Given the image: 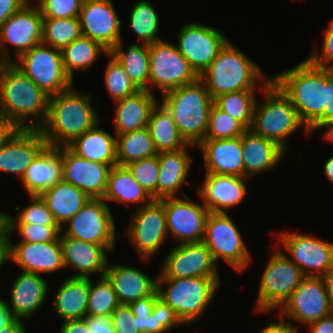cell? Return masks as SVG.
<instances>
[{
  "label": "cell",
  "mask_w": 333,
  "mask_h": 333,
  "mask_svg": "<svg viewBox=\"0 0 333 333\" xmlns=\"http://www.w3.org/2000/svg\"><path fill=\"white\" fill-rule=\"evenodd\" d=\"M65 268L78 271L70 277L90 278L93 274L105 276L108 266L107 249L104 246L73 237L59 236Z\"/></svg>",
  "instance_id": "25"
},
{
  "label": "cell",
  "mask_w": 333,
  "mask_h": 333,
  "mask_svg": "<svg viewBox=\"0 0 333 333\" xmlns=\"http://www.w3.org/2000/svg\"><path fill=\"white\" fill-rule=\"evenodd\" d=\"M201 150L205 173L244 177L241 137L230 139H204Z\"/></svg>",
  "instance_id": "26"
},
{
  "label": "cell",
  "mask_w": 333,
  "mask_h": 333,
  "mask_svg": "<svg viewBox=\"0 0 333 333\" xmlns=\"http://www.w3.org/2000/svg\"><path fill=\"white\" fill-rule=\"evenodd\" d=\"M29 200L30 205L25 208L21 209L19 206L14 208V211L21 210L16 217L8 214V224L59 226L40 196L30 195Z\"/></svg>",
  "instance_id": "47"
},
{
  "label": "cell",
  "mask_w": 333,
  "mask_h": 333,
  "mask_svg": "<svg viewBox=\"0 0 333 333\" xmlns=\"http://www.w3.org/2000/svg\"><path fill=\"white\" fill-rule=\"evenodd\" d=\"M9 260L20 266L21 271L40 275L65 269L60 238L52 242L14 244L9 236Z\"/></svg>",
  "instance_id": "23"
},
{
  "label": "cell",
  "mask_w": 333,
  "mask_h": 333,
  "mask_svg": "<svg viewBox=\"0 0 333 333\" xmlns=\"http://www.w3.org/2000/svg\"><path fill=\"white\" fill-rule=\"evenodd\" d=\"M218 266L203 242L177 244L163 259L157 279L220 277Z\"/></svg>",
  "instance_id": "18"
},
{
  "label": "cell",
  "mask_w": 333,
  "mask_h": 333,
  "mask_svg": "<svg viewBox=\"0 0 333 333\" xmlns=\"http://www.w3.org/2000/svg\"><path fill=\"white\" fill-rule=\"evenodd\" d=\"M98 122L92 129L76 137L67 146L77 155L102 164L117 165L116 135L112 136Z\"/></svg>",
  "instance_id": "34"
},
{
  "label": "cell",
  "mask_w": 333,
  "mask_h": 333,
  "mask_svg": "<svg viewBox=\"0 0 333 333\" xmlns=\"http://www.w3.org/2000/svg\"><path fill=\"white\" fill-rule=\"evenodd\" d=\"M122 43L121 40L109 53L123 66L129 78L139 89L149 91V45L132 43L124 51Z\"/></svg>",
  "instance_id": "37"
},
{
  "label": "cell",
  "mask_w": 333,
  "mask_h": 333,
  "mask_svg": "<svg viewBox=\"0 0 333 333\" xmlns=\"http://www.w3.org/2000/svg\"><path fill=\"white\" fill-rule=\"evenodd\" d=\"M112 166L90 161L63 146V180L81 189L90 199H103Z\"/></svg>",
  "instance_id": "22"
},
{
  "label": "cell",
  "mask_w": 333,
  "mask_h": 333,
  "mask_svg": "<svg viewBox=\"0 0 333 333\" xmlns=\"http://www.w3.org/2000/svg\"><path fill=\"white\" fill-rule=\"evenodd\" d=\"M102 53L107 55L109 51L100 43L85 36L75 39L61 49L65 72L74 82L75 71L89 70Z\"/></svg>",
  "instance_id": "39"
},
{
  "label": "cell",
  "mask_w": 333,
  "mask_h": 333,
  "mask_svg": "<svg viewBox=\"0 0 333 333\" xmlns=\"http://www.w3.org/2000/svg\"><path fill=\"white\" fill-rule=\"evenodd\" d=\"M107 63L104 84L113 101H119L140 89L132 82L123 66L110 54Z\"/></svg>",
  "instance_id": "45"
},
{
  "label": "cell",
  "mask_w": 333,
  "mask_h": 333,
  "mask_svg": "<svg viewBox=\"0 0 333 333\" xmlns=\"http://www.w3.org/2000/svg\"><path fill=\"white\" fill-rule=\"evenodd\" d=\"M84 319L91 333H116L110 317L86 315Z\"/></svg>",
  "instance_id": "55"
},
{
  "label": "cell",
  "mask_w": 333,
  "mask_h": 333,
  "mask_svg": "<svg viewBox=\"0 0 333 333\" xmlns=\"http://www.w3.org/2000/svg\"><path fill=\"white\" fill-rule=\"evenodd\" d=\"M103 199L108 203L115 202L129 206L130 203H140L134 205L136 209L149 204L153 199L139 185L129 170L125 166H113L109 172L107 188Z\"/></svg>",
  "instance_id": "36"
},
{
  "label": "cell",
  "mask_w": 333,
  "mask_h": 333,
  "mask_svg": "<svg viewBox=\"0 0 333 333\" xmlns=\"http://www.w3.org/2000/svg\"><path fill=\"white\" fill-rule=\"evenodd\" d=\"M109 263L105 276L112 283L119 304L129 305L157 290L158 277L152 278L133 266Z\"/></svg>",
  "instance_id": "30"
},
{
  "label": "cell",
  "mask_w": 333,
  "mask_h": 333,
  "mask_svg": "<svg viewBox=\"0 0 333 333\" xmlns=\"http://www.w3.org/2000/svg\"><path fill=\"white\" fill-rule=\"evenodd\" d=\"M257 90H243L222 94L214 99V104L240 122L246 129H250L256 103Z\"/></svg>",
  "instance_id": "42"
},
{
  "label": "cell",
  "mask_w": 333,
  "mask_h": 333,
  "mask_svg": "<svg viewBox=\"0 0 333 333\" xmlns=\"http://www.w3.org/2000/svg\"><path fill=\"white\" fill-rule=\"evenodd\" d=\"M62 180L63 146L50 145L36 156L21 179L29 196H39Z\"/></svg>",
  "instance_id": "29"
},
{
  "label": "cell",
  "mask_w": 333,
  "mask_h": 333,
  "mask_svg": "<svg viewBox=\"0 0 333 333\" xmlns=\"http://www.w3.org/2000/svg\"><path fill=\"white\" fill-rule=\"evenodd\" d=\"M104 199H90L70 220L60 236L104 246L108 252L116 246V225L113 214Z\"/></svg>",
  "instance_id": "12"
},
{
  "label": "cell",
  "mask_w": 333,
  "mask_h": 333,
  "mask_svg": "<svg viewBox=\"0 0 333 333\" xmlns=\"http://www.w3.org/2000/svg\"><path fill=\"white\" fill-rule=\"evenodd\" d=\"M277 240L305 276L323 277L333 269V243L298 232L278 233Z\"/></svg>",
  "instance_id": "14"
},
{
  "label": "cell",
  "mask_w": 333,
  "mask_h": 333,
  "mask_svg": "<svg viewBox=\"0 0 333 333\" xmlns=\"http://www.w3.org/2000/svg\"><path fill=\"white\" fill-rule=\"evenodd\" d=\"M130 25L142 44H152L161 41L158 36L159 17L153 4L148 0H139L132 6Z\"/></svg>",
  "instance_id": "41"
},
{
  "label": "cell",
  "mask_w": 333,
  "mask_h": 333,
  "mask_svg": "<svg viewBox=\"0 0 333 333\" xmlns=\"http://www.w3.org/2000/svg\"><path fill=\"white\" fill-rule=\"evenodd\" d=\"M244 177L271 172L288 152L275 141L246 129L241 136Z\"/></svg>",
  "instance_id": "28"
},
{
  "label": "cell",
  "mask_w": 333,
  "mask_h": 333,
  "mask_svg": "<svg viewBox=\"0 0 333 333\" xmlns=\"http://www.w3.org/2000/svg\"><path fill=\"white\" fill-rule=\"evenodd\" d=\"M294 320L291 323H286V320L280 317L279 323H270L263 328L260 333H299L300 325H293Z\"/></svg>",
  "instance_id": "58"
},
{
  "label": "cell",
  "mask_w": 333,
  "mask_h": 333,
  "mask_svg": "<svg viewBox=\"0 0 333 333\" xmlns=\"http://www.w3.org/2000/svg\"><path fill=\"white\" fill-rule=\"evenodd\" d=\"M306 59L314 66L333 69V19L324 31L322 50H313Z\"/></svg>",
  "instance_id": "52"
},
{
  "label": "cell",
  "mask_w": 333,
  "mask_h": 333,
  "mask_svg": "<svg viewBox=\"0 0 333 333\" xmlns=\"http://www.w3.org/2000/svg\"><path fill=\"white\" fill-rule=\"evenodd\" d=\"M276 247L260 279L255 312L269 313L280 309L306 277L283 249Z\"/></svg>",
  "instance_id": "8"
},
{
  "label": "cell",
  "mask_w": 333,
  "mask_h": 333,
  "mask_svg": "<svg viewBox=\"0 0 333 333\" xmlns=\"http://www.w3.org/2000/svg\"><path fill=\"white\" fill-rule=\"evenodd\" d=\"M333 121V70L327 69V105L323 113V124Z\"/></svg>",
  "instance_id": "57"
},
{
  "label": "cell",
  "mask_w": 333,
  "mask_h": 333,
  "mask_svg": "<svg viewBox=\"0 0 333 333\" xmlns=\"http://www.w3.org/2000/svg\"><path fill=\"white\" fill-rule=\"evenodd\" d=\"M82 36L79 17L43 18L42 43L62 49Z\"/></svg>",
  "instance_id": "43"
},
{
  "label": "cell",
  "mask_w": 333,
  "mask_h": 333,
  "mask_svg": "<svg viewBox=\"0 0 333 333\" xmlns=\"http://www.w3.org/2000/svg\"><path fill=\"white\" fill-rule=\"evenodd\" d=\"M157 297L158 292L156 290L153 294L129 304L135 316L139 333L167 332L160 324H158L157 314L152 312Z\"/></svg>",
  "instance_id": "49"
},
{
  "label": "cell",
  "mask_w": 333,
  "mask_h": 333,
  "mask_svg": "<svg viewBox=\"0 0 333 333\" xmlns=\"http://www.w3.org/2000/svg\"><path fill=\"white\" fill-rule=\"evenodd\" d=\"M245 130L246 128L240 122L213 103L209 112L205 139H230L241 137Z\"/></svg>",
  "instance_id": "46"
},
{
  "label": "cell",
  "mask_w": 333,
  "mask_h": 333,
  "mask_svg": "<svg viewBox=\"0 0 333 333\" xmlns=\"http://www.w3.org/2000/svg\"><path fill=\"white\" fill-rule=\"evenodd\" d=\"M323 281L328 295L330 310L333 313V269L323 276Z\"/></svg>",
  "instance_id": "63"
},
{
  "label": "cell",
  "mask_w": 333,
  "mask_h": 333,
  "mask_svg": "<svg viewBox=\"0 0 333 333\" xmlns=\"http://www.w3.org/2000/svg\"><path fill=\"white\" fill-rule=\"evenodd\" d=\"M10 289V303L5 301V304L13 319H30L42 308L48 284L40 274L22 271Z\"/></svg>",
  "instance_id": "27"
},
{
  "label": "cell",
  "mask_w": 333,
  "mask_h": 333,
  "mask_svg": "<svg viewBox=\"0 0 333 333\" xmlns=\"http://www.w3.org/2000/svg\"><path fill=\"white\" fill-rule=\"evenodd\" d=\"M22 320L13 319L8 325L0 330V333H26Z\"/></svg>",
  "instance_id": "64"
},
{
  "label": "cell",
  "mask_w": 333,
  "mask_h": 333,
  "mask_svg": "<svg viewBox=\"0 0 333 333\" xmlns=\"http://www.w3.org/2000/svg\"><path fill=\"white\" fill-rule=\"evenodd\" d=\"M73 88L49 99L47 117L39 130L50 146H67L101 121L93 96Z\"/></svg>",
  "instance_id": "1"
},
{
  "label": "cell",
  "mask_w": 333,
  "mask_h": 333,
  "mask_svg": "<svg viewBox=\"0 0 333 333\" xmlns=\"http://www.w3.org/2000/svg\"><path fill=\"white\" fill-rule=\"evenodd\" d=\"M115 103V135H120L147 127L158 102L155 94L140 89Z\"/></svg>",
  "instance_id": "31"
},
{
  "label": "cell",
  "mask_w": 333,
  "mask_h": 333,
  "mask_svg": "<svg viewBox=\"0 0 333 333\" xmlns=\"http://www.w3.org/2000/svg\"><path fill=\"white\" fill-rule=\"evenodd\" d=\"M324 172L327 179L333 183V156L328 158L324 165Z\"/></svg>",
  "instance_id": "68"
},
{
  "label": "cell",
  "mask_w": 333,
  "mask_h": 333,
  "mask_svg": "<svg viewBox=\"0 0 333 333\" xmlns=\"http://www.w3.org/2000/svg\"><path fill=\"white\" fill-rule=\"evenodd\" d=\"M12 63L50 97L74 83L63 66L61 50L40 43L22 53Z\"/></svg>",
  "instance_id": "9"
},
{
  "label": "cell",
  "mask_w": 333,
  "mask_h": 333,
  "mask_svg": "<svg viewBox=\"0 0 333 333\" xmlns=\"http://www.w3.org/2000/svg\"><path fill=\"white\" fill-rule=\"evenodd\" d=\"M310 333H333V313L308 325Z\"/></svg>",
  "instance_id": "60"
},
{
  "label": "cell",
  "mask_w": 333,
  "mask_h": 333,
  "mask_svg": "<svg viewBox=\"0 0 333 333\" xmlns=\"http://www.w3.org/2000/svg\"><path fill=\"white\" fill-rule=\"evenodd\" d=\"M271 77L290 99L310 133L316 125L323 124V113L327 105L326 68L314 66L305 59L293 68Z\"/></svg>",
  "instance_id": "3"
},
{
  "label": "cell",
  "mask_w": 333,
  "mask_h": 333,
  "mask_svg": "<svg viewBox=\"0 0 333 333\" xmlns=\"http://www.w3.org/2000/svg\"><path fill=\"white\" fill-rule=\"evenodd\" d=\"M157 154L148 127L116 135V157L119 166H126Z\"/></svg>",
  "instance_id": "40"
},
{
  "label": "cell",
  "mask_w": 333,
  "mask_h": 333,
  "mask_svg": "<svg viewBox=\"0 0 333 333\" xmlns=\"http://www.w3.org/2000/svg\"><path fill=\"white\" fill-rule=\"evenodd\" d=\"M13 320V317L9 313L5 300L0 297V330L8 325Z\"/></svg>",
  "instance_id": "65"
},
{
  "label": "cell",
  "mask_w": 333,
  "mask_h": 333,
  "mask_svg": "<svg viewBox=\"0 0 333 333\" xmlns=\"http://www.w3.org/2000/svg\"><path fill=\"white\" fill-rule=\"evenodd\" d=\"M25 2H26V4H35V5H37L41 0H34L35 2L33 3H31V1H33V0H24Z\"/></svg>",
  "instance_id": "69"
},
{
  "label": "cell",
  "mask_w": 333,
  "mask_h": 333,
  "mask_svg": "<svg viewBox=\"0 0 333 333\" xmlns=\"http://www.w3.org/2000/svg\"><path fill=\"white\" fill-rule=\"evenodd\" d=\"M43 16L40 7L25 4L0 26V58L6 63L13 62L6 45L14 48L16 59L37 44L42 43Z\"/></svg>",
  "instance_id": "15"
},
{
  "label": "cell",
  "mask_w": 333,
  "mask_h": 333,
  "mask_svg": "<svg viewBox=\"0 0 333 333\" xmlns=\"http://www.w3.org/2000/svg\"><path fill=\"white\" fill-rule=\"evenodd\" d=\"M263 94V101L255 103L250 129L264 138L275 141L287 151L289 135L302 126L306 135L310 132L299 118L290 99L272 80L263 88Z\"/></svg>",
  "instance_id": "6"
},
{
  "label": "cell",
  "mask_w": 333,
  "mask_h": 333,
  "mask_svg": "<svg viewBox=\"0 0 333 333\" xmlns=\"http://www.w3.org/2000/svg\"><path fill=\"white\" fill-rule=\"evenodd\" d=\"M147 127L158 153L177 151L188 146L179 134L172 114L161 102L152 110Z\"/></svg>",
  "instance_id": "38"
},
{
  "label": "cell",
  "mask_w": 333,
  "mask_h": 333,
  "mask_svg": "<svg viewBox=\"0 0 333 333\" xmlns=\"http://www.w3.org/2000/svg\"><path fill=\"white\" fill-rule=\"evenodd\" d=\"M112 0H84L79 21L82 36L100 43L110 51L122 40L121 24Z\"/></svg>",
  "instance_id": "20"
},
{
  "label": "cell",
  "mask_w": 333,
  "mask_h": 333,
  "mask_svg": "<svg viewBox=\"0 0 333 333\" xmlns=\"http://www.w3.org/2000/svg\"><path fill=\"white\" fill-rule=\"evenodd\" d=\"M5 61L0 58V72L2 70V67L5 65Z\"/></svg>",
  "instance_id": "70"
},
{
  "label": "cell",
  "mask_w": 333,
  "mask_h": 333,
  "mask_svg": "<svg viewBox=\"0 0 333 333\" xmlns=\"http://www.w3.org/2000/svg\"><path fill=\"white\" fill-rule=\"evenodd\" d=\"M247 177L205 173L204 181L197 186L204 206L212 213H227L226 210L240 205L246 194Z\"/></svg>",
  "instance_id": "24"
},
{
  "label": "cell",
  "mask_w": 333,
  "mask_h": 333,
  "mask_svg": "<svg viewBox=\"0 0 333 333\" xmlns=\"http://www.w3.org/2000/svg\"><path fill=\"white\" fill-rule=\"evenodd\" d=\"M110 319L116 333H139L135 316L129 305L120 304Z\"/></svg>",
  "instance_id": "53"
},
{
  "label": "cell",
  "mask_w": 333,
  "mask_h": 333,
  "mask_svg": "<svg viewBox=\"0 0 333 333\" xmlns=\"http://www.w3.org/2000/svg\"><path fill=\"white\" fill-rule=\"evenodd\" d=\"M9 231L7 230L0 237V269L4 266L7 260H9Z\"/></svg>",
  "instance_id": "62"
},
{
  "label": "cell",
  "mask_w": 333,
  "mask_h": 333,
  "mask_svg": "<svg viewBox=\"0 0 333 333\" xmlns=\"http://www.w3.org/2000/svg\"><path fill=\"white\" fill-rule=\"evenodd\" d=\"M25 4L24 0H0V26Z\"/></svg>",
  "instance_id": "56"
},
{
  "label": "cell",
  "mask_w": 333,
  "mask_h": 333,
  "mask_svg": "<svg viewBox=\"0 0 333 333\" xmlns=\"http://www.w3.org/2000/svg\"><path fill=\"white\" fill-rule=\"evenodd\" d=\"M162 97L161 103L172 114L181 137L188 145L197 147L205 139L209 112L214 103L205 84L198 79L172 89Z\"/></svg>",
  "instance_id": "5"
},
{
  "label": "cell",
  "mask_w": 333,
  "mask_h": 333,
  "mask_svg": "<svg viewBox=\"0 0 333 333\" xmlns=\"http://www.w3.org/2000/svg\"><path fill=\"white\" fill-rule=\"evenodd\" d=\"M202 242L211 252L216 265L222 258L229 266L242 272L251 263L248 247L228 213H209Z\"/></svg>",
  "instance_id": "10"
},
{
  "label": "cell",
  "mask_w": 333,
  "mask_h": 333,
  "mask_svg": "<svg viewBox=\"0 0 333 333\" xmlns=\"http://www.w3.org/2000/svg\"><path fill=\"white\" fill-rule=\"evenodd\" d=\"M196 147L188 145L186 148L169 151L159 152V179L157 182V200L169 197H178L176 192L182 189L187 180L193 157L189 155L187 149Z\"/></svg>",
  "instance_id": "32"
},
{
  "label": "cell",
  "mask_w": 333,
  "mask_h": 333,
  "mask_svg": "<svg viewBox=\"0 0 333 333\" xmlns=\"http://www.w3.org/2000/svg\"><path fill=\"white\" fill-rule=\"evenodd\" d=\"M47 145L39 129H16L0 144V171L22 179L31 162Z\"/></svg>",
  "instance_id": "21"
},
{
  "label": "cell",
  "mask_w": 333,
  "mask_h": 333,
  "mask_svg": "<svg viewBox=\"0 0 333 333\" xmlns=\"http://www.w3.org/2000/svg\"><path fill=\"white\" fill-rule=\"evenodd\" d=\"M321 128H325V131L323 130V132H325L322 136L323 139H327L331 143H333V121L326 124H318L313 128V131L317 129L319 130Z\"/></svg>",
  "instance_id": "66"
},
{
  "label": "cell",
  "mask_w": 333,
  "mask_h": 333,
  "mask_svg": "<svg viewBox=\"0 0 333 333\" xmlns=\"http://www.w3.org/2000/svg\"><path fill=\"white\" fill-rule=\"evenodd\" d=\"M199 79L214 100L226 93L258 90V87L263 90L272 77L264 76L257 63L229 41Z\"/></svg>",
  "instance_id": "4"
},
{
  "label": "cell",
  "mask_w": 333,
  "mask_h": 333,
  "mask_svg": "<svg viewBox=\"0 0 333 333\" xmlns=\"http://www.w3.org/2000/svg\"><path fill=\"white\" fill-rule=\"evenodd\" d=\"M220 285L221 277L157 279V292L187 326L205 315Z\"/></svg>",
  "instance_id": "7"
},
{
  "label": "cell",
  "mask_w": 333,
  "mask_h": 333,
  "mask_svg": "<svg viewBox=\"0 0 333 333\" xmlns=\"http://www.w3.org/2000/svg\"><path fill=\"white\" fill-rule=\"evenodd\" d=\"M126 228L122 235L128 236L141 259L149 262L168 238L164 199L136 209Z\"/></svg>",
  "instance_id": "13"
},
{
  "label": "cell",
  "mask_w": 333,
  "mask_h": 333,
  "mask_svg": "<svg viewBox=\"0 0 333 333\" xmlns=\"http://www.w3.org/2000/svg\"><path fill=\"white\" fill-rule=\"evenodd\" d=\"M7 230H8V213L3 210H0V237Z\"/></svg>",
  "instance_id": "67"
},
{
  "label": "cell",
  "mask_w": 333,
  "mask_h": 333,
  "mask_svg": "<svg viewBox=\"0 0 333 333\" xmlns=\"http://www.w3.org/2000/svg\"><path fill=\"white\" fill-rule=\"evenodd\" d=\"M177 36L178 50L199 76L229 42L223 32L199 22L182 26Z\"/></svg>",
  "instance_id": "16"
},
{
  "label": "cell",
  "mask_w": 333,
  "mask_h": 333,
  "mask_svg": "<svg viewBox=\"0 0 333 333\" xmlns=\"http://www.w3.org/2000/svg\"><path fill=\"white\" fill-rule=\"evenodd\" d=\"M125 167L146 193L153 200H157V182L160 169L158 155L131 162Z\"/></svg>",
  "instance_id": "48"
},
{
  "label": "cell",
  "mask_w": 333,
  "mask_h": 333,
  "mask_svg": "<svg viewBox=\"0 0 333 333\" xmlns=\"http://www.w3.org/2000/svg\"><path fill=\"white\" fill-rule=\"evenodd\" d=\"M49 99L50 96L12 62L2 67L0 111L17 129H39L46 120Z\"/></svg>",
  "instance_id": "2"
},
{
  "label": "cell",
  "mask_w": 333,
  "mask_h": 333,
  "mask_svg": "<svg viewBox=\"0 0 333 333\" xmlns=\"http://www.w3.org/2000/svg\"><path fill=\"white\" fill-rule=\"evenodd\" d=\"M279 310L283 319H294L307 326L330 315L323 277L306 276Z\"/></svg>",
  "instance_id": "19"
},
{
  "label": "cell",
  "mask_w": 333,
  "mask_h": 333,
  "mask_svg": "<svg viewBox=\"0 0 333 333\" xmlns=\"http://www.w3.org/2000/svg\"><path fill=\"white\" fill-rule=\"evenodd\" d=\"M90 278L68 277L54 296V311L63 321L87 315Z\"/></svg>",
  "instance_id": "33"
},
{
  "label": "cell",
  "mask_w": 333,
  "mask_h": 333,
  "mask_svg": "<svg viewBox=\"0 0 333 333\" xmlns=\"http://www.w3.org/2000/svg\"><path fill=\"white\" fill-rule=\"evenodd\" d=\"M16 129L17 128L9 119L0 111V144L15 132Z\"/></svg>",
  "instance_id": "61"
},
{
  "label": "cell",
  "mask_w": 333,
  "mask_h": 333,
  "mask_svg": "<svg viewBox=\"0 0 333 333\" xmlns=\"http://www.w3.org/2000/svg\"><path fill=\"white\" fill-rule=\"evenodd\" d=\"M18 230L19 242H52L56 241L62 228L60 226H42L32 224H8L9 235H12L14 230Z\"/></svg>",
  "instance_id": "50"
},
{
  "label": "cell",
  "mask_w": 333,
  "mask_h": 333,
  "mask_svg": "<svg viewBox=\"0 0 333 333\" xmlns=\"http://www.w3.org/2000/svg\"><path fill=\"white\" fill-rule=\"evenodd\" d=\"M149 57V92L153 94V87L160 90L163 95L199 79V75L182 56L176 44L167 40L149 44Z\"/></svg>",
  "instance_id": "11"
},
{
  "label": "cell",
  "mask_w": 333,
  "mask_h": 333,
  "mask_svg": "<svg viewBox=\"0 0 333 333\" xmlns=\"http://www.w3.org/2000/svg\"><path fill=\"white\" fill-rule=\"evenodd\" d=\"M119 305L113 285L106 276L99 277L96 285L90 278L87 315L111 317Z\"/></svg>",
  "instance_id": "44"
},
{
  "label": "cell",
  "mask_w": 333,
  "mask_h": 333,
  "mask_svg": "<svg viewBox=\"0 0 333 333\" xmlns=\"http://www.w3.org/2000/svg\"><path fill=\"white\" fill-rule=\"evenodd\" d=\"M168 236L175 238L177 244L200 243L205 234V225L210 211L194 203L186 193L183 198H164Z\"/></svg>",
  "instance_id": "17"
},
{
  "label": "cell",
  "mask_w": 333,
  "mask_h": 333,
  "mask_svg": "<svg viewBox=\"0 0 333 333\" xmlns=\"http://www.w3.org/2000/svg\"><path fill=\"white\" fill-rule=\"evenodd\" d=\"M84 0H41L40 7L43 18L78 17Z\"/></svg>",
  "instance_id": "51"
},
{
  "label": "cell",
  "mask_w": 333,
  "mask_h": 333,
  "mask_svg": "<svg viewBox=\"0 0 333 333\" xmlns=\"http://www.w3.org/2000/svg\"><path fill=\"white\" fill-rule=\"evenodd\" d=\"M39 196L61 228L90 200L81 189L64 180Z\"/></svg>",
  "instance_id": "35"
},
{
  "label": "cell",
  "mask_w": 333,
  "mask_h": 333,
  "mask_svg": "<svg viewBox=\"0 0 333 333\" xmlns=\"http://www.w3.org/2000/svg\"><path fill=\"white\" fill-rule=\"evenodd\" d=\"M59 331V333H91L84 318L62 322Z\"/></svg>",
  "instance_id": "59"
},
{
  "label": "cell",
  "mask_w": 333,
  "mask_h": 333,
  "mask_svg": "<svg viewBox=\"0 0 333 333\" xmlns=\"http://www.w3.org/2000/svg\"><path fill=\"white\" fill-rule=\"evenodd\" d=\"M152 312L157 314L158 324H160L167 332L176 325H185L176 315L175 311L162 299L156 298Z\"/></svg>",
  "instance_id": "54"
}]
</instances>
